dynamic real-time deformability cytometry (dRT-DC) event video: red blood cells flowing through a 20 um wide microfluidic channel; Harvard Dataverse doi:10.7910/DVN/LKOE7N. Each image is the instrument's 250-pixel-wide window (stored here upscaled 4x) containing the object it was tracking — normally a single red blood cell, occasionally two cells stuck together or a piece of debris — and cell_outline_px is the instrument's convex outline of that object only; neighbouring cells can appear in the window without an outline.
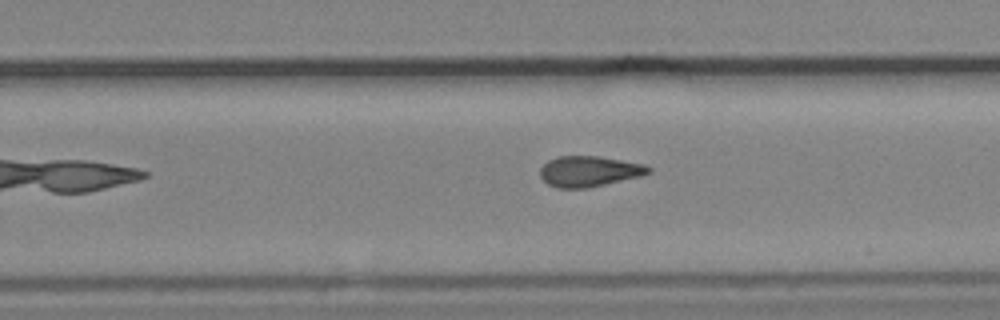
{"species": "common noctule bat (a hibernating species)", "species_latin": "Nyctalus noctula", "temperature_condition": "cold", "stored_images_in_passage": 9, "camera_frame_rate_fps": 3000, "um_per_image_px": 0.085, "animal": {"sex": "male", "body_mass_g": 19.2, "forearm_length_mm": 51.8}, "frame": {"image": 1, "passage_image": 8, "time_ms": 2.333, "image_size_px": [1000, 320], "cell_outline_px": [[652, 172], [640, 176], [588, 188], [556, 188], [548, 184], [540, 176], [540, 168], [548, 160], [556, 156], [600, 156], [644, 164], [652, 168]], "centroid_in_image_um": [50.07, 14.56], "position_along_channel_um": 279.7, "area_um2": 19.42}}